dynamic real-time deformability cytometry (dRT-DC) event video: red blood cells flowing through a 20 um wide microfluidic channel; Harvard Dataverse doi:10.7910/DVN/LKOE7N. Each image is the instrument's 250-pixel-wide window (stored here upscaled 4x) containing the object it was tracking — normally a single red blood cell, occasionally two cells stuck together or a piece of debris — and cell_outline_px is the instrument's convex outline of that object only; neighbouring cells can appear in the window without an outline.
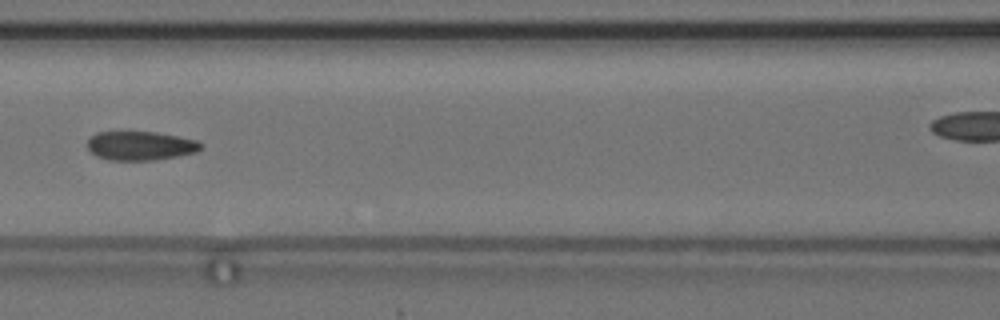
{"species": "common noctule bat (a hibernating species)", "species_latin": "Nyctalus noctula", "temperature_condition": "cold", "stored_images_in_passage": 8, "camera_frame_rate_fps": 3000, "um_per_image_px": 0.085, "animal": {"sex": "female", "body_mass_g": 24.6, "forearm_length_mm": 56.2}, "frame": {"image": 1, "passage_image": 7, "time_ms": 8.0, "image_size_px": [1000, 320], "cell_outline_px": [[204, 148], [196, 152], [156, 160], [108, 160], [96, 156], [88, 148], [88, 140], [96, 132], [156, 132], [196, 140], [204, 144]], "centroid_in_image_um": [11.96, 12.39], "position_along_channel_um": 154.6, "area_um2": 19.13}}